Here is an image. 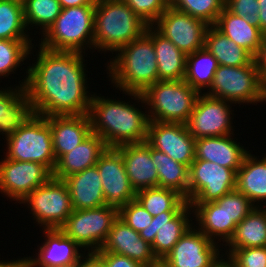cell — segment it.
I'll return each mask as SVG.
<instances>
[{"label":"cell","mask_w":266,"mask_h":267,"mask_svg":"<svg viewBox=\"0 0 266 267\" xmlns=\"http://www.w3.org/2000/svg\"><path fill=\"white\" fill-rule=\"evenodd\" d=\"M214 202L219 207H223L228 218L232 219L236 225L256 207L237 189L232 190Z\"/></svg>","instance_id":"ab89813d"},{"label":"cell","mask_w":266,"mask_h":267,"mask_svg":"<svg viewBox=\"0 0 266 267\" xmlns=\"http://www.w3.org/2000/svg\"><path fill=\"white\" fill-rule=\"evenodd\" d=\"M145 34L153 41L159 80H183L187 55L153 26H148Z\"/></svg>","instance_id":"4316f807"},{"label":"cell","mask_w":266,"mask_h":267,"mask_svg":"<svg viewBox=\"0 0 266 267\" xmlns=\"http://www.w3.org/2000/svg\"><path fill=\"white\" fill-rule=\"evenodd\" d=\"M151 158L158 172V187L176 190L188 202L189 167L152 147Z\"/></svg>","instance_id":"d6a6232c"},{"label":"cell","mask_w":266,"mask_h":267,"mask_svg":"<svg viewBox=\"0 0 266 267\" xmlns=\"http://www.w3.org/2000/svg\"><path fill=\"white\" fill-rule=\"evenodd\" d=\"M22 3L27 30L31 25H37L41 27L39 29L42 30V35L54 23L62 9L58 0H22Z\"/></svg>","instance_id":"8d00e7d4"},{"label":"cell","mask_w":266,"mask_h":267,"mask_svg":"<svg viewBox=\"0 0 266 267\" xmlns=\"http://www.w3.org/2000/svg\"><path fill=\"white\" fill-rule=\"evenodd\" d=\"M217 59L205 48L188 54L186 58V72L184 81L199 94L213 83L214 74L218 69Z\"/></svg>","instance_id":"836d02e7"},{"label":"cell","mask_w":266,"mask_h":267,"mask_svg":"<svg viewBox=\"0 0 266 267\" xmlns=\"http://www.w3.org/2000/svg\"><path fill=\"white\" fill-rule=\"evenodd\" d=\"M204 47L217 59L219 65L239 67L248 65L255 59L213 25L206 31Z\"/></svg>","instance_id":"1f68e13d"},{"label":"cell","mask_w":266,"mask_h":267,"mask_svg":"<svg viewBox=\"0 0 266 267\" xmlns=\"http://www.w3.org/2000/svg\"><path fill=\"white\" fill-rule=\"evenodd\" d=\"M116 53L107 66L108 76L116 89L142 94L159 81L153 41L146 34L121 47Z\"/></svg>","instance_id":"3957f363"},{"label":"cell","mask_w":266,"mask_h":267,"mask_svg":"<svg viewBox=\"0 0 266 267\" xmlns=\"http://www.w3.org/2000/svg\"><path fill=\"white\" fill-rule=\"evenodd\" d=\"M259 1V28L263 33H266V0Z\"/></svg>","instance_id":"681fc988"},{"label":"cell","mask_w":266,"mask_h":267,"mask_svg":"<svg viewBox=\"0 0 266 267\" xmlns=\"http://www.w3.org/2000/svg\"><path fill=\"white\" fill-rule=\"evenodd\" d=\"M255 61L260 71V75L266 84V33L263 34L259 52L255 56Z\"/></svg>","instance_id":"bcb514c9"},{"label":"cell","mask_w":266,"mask_h":267,"mask_svg":"<svg viewBox=\"0 0 266 267\" xmlns=\"http://www.w3.org/2000/svg\"><path fill=\"white\" fill-rule=\"evenodd\" d=\"M94 11L95 5L61 9L54 23L41 35L43 38L39 46L52 51L85 55L88 47L94 48Z\"/></svg>","instance_id":"8992f818"},{"label":"cell","mask_w":266,"mask_h":267,"mask_svg":"<svg viewBox=\"0 0 266 267\" xmlns=\"http://www.w3.org/2000/svg\"><path fill=\"white\" fill-rule=\"evenodd\" d=\"M216 267H233L225 258H223Z\"/></svg>","instance_id":"816d5d0a"},{"label":"cell","mask_w":266,"mask_h":267,"mask_svg":"<svg viewBox=\"0 0 266 267\" xmlns=\"http://www.w3.org/2000/svg\"><path fill=\"white\" fill-rule=\"evenodd\" d=\"M203 93L233 104L266 102V84L255 59L239 67L219 65L209 91Z\"/></svg>","instance_id":"ba28073f"},{"label":"cell","mask_w":266,"mask_h":267,"mask_svg":"<svg viewBox=\"0 0 266 267\" xmlns=\"http://www.w3.org/2000/svg\"><path fill=\"white\" fill-rule=\"evenodd\" d=\"M148 26L123 0H96L94 48L114 54L143 36Z\"/></svg>","instance_id":"277c9868"},{"label":"cell","mask_w":266,"mask_h":267,"mask_svg":"<svg viewBox=\"0 0 266 267\" xmlns=\"http://www.w3.org/2000/svg\"><path fill=\"white\" fill-rule=\"evenodd\" d=\"M75 267H105L103 261L94 253L87 252V255L79 260Z\"/></svg>","instance_id":"7dc6e473"},{"label":"cell","mask_w":266,"mask_h":267,"mask_svg":"<svg viewBox=\"0 0 266 267\" xmlns=\"http://www.w3.org/2000/svg\"><path fill=\"white\" fill-rule=\"evenodd\" d=\"M225 254L228 258L225 259L233 267H266V247H250L236 250L226 249Z\"/></svg>","instance_id":"60d3db41"},{"label":"cell","mask_w":266,"mask_h":267,"mask_svg":"<svg viewBox=\"0 0 266 267\" xmlns=\"http://www.w3.org/2000/svg\"><path fill=\"white\" fill-rule=\"evenodd\" d=\"M264 203L265 207H255L237 224L224 247L228 246V250L266 247V202Z\"/></svg>","instance_id":"4dcf8cb0"},{"label":"cell","mask_w":266,"mask_h":267,"mask_svg":"<svg viewBox=\"0 0 266 267\" xmlns=\"http://www.w3.org/2000/svg\"><path fill=\"white\" fill-rule=\"evenodd\" d=\"M20 204L28 205L33 219L44 229H60L73 212L66 183L54 177L28 194Z\"/></svg>","instance_id":"30bf717a"},{"label":"cell","mask_w":266,"mask_h":267,"mask_svg":"<svg viewBox=\"0 0 266 267\" xmlns=\"http://www.w3.org/2000/svg\"><path fill=\"white\" fill-rule=\"evenodd\" d=\"M0 267H21V258L14 261H0Z\"/></svg>","instance_id":"f907efd6"},{"label":"cell","mask_w":266,"mask_h":267,"mask_svg":"<svg viewBox=\"0 0 266 267\" xmlns=\"http://www.w3.org/2000/svg\"><path fill=\"white\" fill-rule=\"evenodd\" d=\"M25 29L22 0H0V39L32 40Z\"/></svg>","instance_id":"d590c367"},{"label":"cell","mask_w":266,"mask_h":267,"mask_svg":"<svg viewBox=\"0 0 266 267\" xmlns=\"http://www.w3.org/2000/svg\"><path fill=\"white\" fill-rule=\"evenodd\" d=\"M231 104L233 103L205 93L199 94L186 123L191 136L198 139L233 134Z\"/></svg>","instance_id":"4fadbf2b"},{"label":"cell","mask_w":266,"mask_h":267,"mask_svg":"<svg viewBox=\"0 0 266 267\" xmlns=\"http://www.w3.org/2000/svg\"><path fill=\"white\" fill-rule=\"evenodd\" d=\"M98 251L127 256L144 267L160 265V261L153 254L151 245L119 217L109 231L105 243Z\"/></svg>","instance_id":"ffe728a7"},{"label":"cell","mask_w":266,"mask_h":267,"mask_svg":"<svg viewBox=\"0 0 266 267\" xmlns=\"http://www.w3.org/2000/svg\"><path fill=\"white\" fill-rule=\"evenodd\" d=\"M52 177L53 173L37 162L15 161L6 157L0 161V192L18 203Z\"/></svg>","instance_id":"9a60e30c"},{"label":"cell","mask_w":266,"mask_h":267,"mask_svg":"<svg viewBox=\"0 0 266 267\" xmlns=\"http://www.w3.org/2000/svg\"><path fill=\"white\" fill-rule=\"evenodd\" d=\"M135 106L93 94L87 114L91 132L100 136L108 148L145 142L148 114Z\"/></svg>","instance_id":"7a4b0ae2"},{"label":"cell","mask_w":266,"mask_h":267,"mask_svg":"<svg viewBox=\"0 0 266 267\" xmlns=\"http://www.w3.org/2000/svg\"><path fill=\"white\" fill-rule=\"evenodd\" d=\"M225 8L239 17L247 18L251 24L259 27L258 0H225Z\"/></svg>","instance_id":"ee69618b"},{"label":"cell","mask_w":266,"mask_h":267,"mask_svg":"<svg viewBox=\"0 0 266 267\" xmlns=\"http://www.w3.org/2000/svg\"><path fill=\"white\" fill-rule=\"evenodd\" d=\"M61 8L77 7L82 5H96V0H58Z\"/></svg>","instance_id":"c3c4849f"},{"label":"cell","mask_w":266,"mask_h":267,"mask_svg":"<svg viewBox=\"0 0 266 267\" xmlns=\"http://www.w3.org/2000/svg\"><path fill=\"white\" fill-rule=\"evenodd\" d=\"M135 199L153 217L166 211H181L188 204L176 190L158 186L136 192Z\"/></svg>","instance_id":"e575fe53"},{"label":"cell","mask_w":266,"mask_h":267,"mask_svg":"<svg viewBox=\"0 0 266 267\" xmlns=\"http://www.w3.org/2000/svg\"><path fill=\"white\" fill-rule=\"evenodd\" d=\"M213 26L254 58L259 52L264 33L247 18L239 17L224 8Z\"/></svg>","instance_id":"83f0119b"},{"label":"cell","mask_w":266,"mask_h":267,"mask_svg":"<svg viewBox=\"0 0 266 267\" xmlns=\"http://www.w3.org/2000/svg\"><path fill=\"white\" fill-rule=\"evenodd\" d=\"M192 210L188 203L181 211H166L152 218L148 227L139 232L141 238L148 242L153 254L159 261L173 249L182 235L193 226L189 217ZM190 218V220H189Z\"/></svg>","instance_id":"2e32d148"},{"label":"cell","mask_w":266,"mask_h":267,"mask_svg":"<svg viewBox=\"0 0 266 267\" xmlns=\"http://www.w3.org/2000/svg\"><path fill=\"white\" fill-rule=\"evenodd\" d=\"M232 135L196 139L195 160L210 161L237 173L249 151L231 138Z\"/></svg>","instance_id":"603a6c76"},{"label":"cell","mask_w":266,"mask_h":267,"mask_svg":"<svg viewBox=\"0 0 266 267\" xmlns=\"http://www.w3.org/2000/svg\"><path fill=\"white\" fill-rule=\"evenodd\" d=\"M218 245L191 226L160 264L163 267H216L225 255L220 254Z\"/></svg>","instance_id":"7c38bea8"},{"label":"cell","mask_w":266,"mask_h":267,"mask_svg":"<svg viewBox=\"0 0 266 267\" xmlns=\"http://www.w3.org/2000/svg\"><path fill=\"white\" fill-rule=\"evenodd\" d=\"M33 113L24 87L0 90V134L5 138L15 133Z\"/></svg>","instance_id":"484cf974"},{"label":"cell","mask_w":266,"mask_h":267,"mask_svg":"<svg viewBox=\"0 0 266 267\" xmlns=\"http://www.w3.org/2000/svg\"><path fill=\"white\" fill-rule=\"evenodd\" d=\"M94 253L103 261L105 267H144L124 255L105 251H96Z\"/></svg>","instance_id":"f6af8a7d"},{"label":"cell","mask_w":266,"mask_h":267,"mask_svg":"<svg viewBox=\"0 0 266 267\" xmlns=\"http://www.w3.org/2000/svg\"><path fill=\"white\" fill-rule=\"evenodd\" d=\"M38 48L37 60L19 82L33 112L46 117L88 114L93 94L86 90L89 84L83 53Z\"/></svg>","instance_id":"6da1fadb"},{"label":"cell","mask_w":266,"mask_h":267,"mask_svg":"<svg viewBox=\"0 0 266 267\" xmlns=\"http://www.w3.org/2000/svg\"><path fill=\"white\" fill-rule=\"evenodd\" d=\"M236 189L256 207H259L257 203L266 201V155L262 159L251 153L245 156L237 170Z\"/></svg>","instance_id":"f546056e"},{"label":"cell","mask_w":266,"mask_h":267,"mask_svg":"<svg viewBox=\"0 0 266 267\" xmlns=\"http://www.w3.org/2000/svg\"><path fill=\"white\" fill-rule=\"evenodd\" d=\"M45 242L38 248V256L21 258V267H75L83 258L82 249L60 229H43Z\"/></svg>","instance_id":"d6986e66"},{"label":"cell","mask_w":266,"mask_h":267,"mask_svg":"<svg viewBox=\"0 0 266 267\" xmlns=\"http://www.w3.org/2000/svg\"><path fill=\"white\" fill-rule=\"evenodd\" d=\"M237 173L206 160H194L189 167L188 203L214 202L236 189Z\"/></svg>","instance_id":"8fae6325"},{"label":"cell","mask_w":266,"mask_h":267,"mask_svg":"<svg viewBox=\"0 0 266 267\" xmlns=\"http://www.w3.org/2000/svg\"><path fill=\"white\" fill-rule=\"evenodd\" d=\"M190 205L195 215L193 217L198 222L199 231L215 243L223 241L226 244L230 240L237 225L228 218L223 207H219L215 202ZM216 239H218L217 242Z\"/></svg>","instance_id":"f1b7e54d"},{"label":"cell","mask_w":266,"mask_h":267,"mask_svg":"<svg viewBox=\"0 0 266 267\" xmlns=\"http://www.w3.org/2000/svg\"><path fill=\"white\" fill-rule=\"evenodd\" d=\"M32 40L0 39V77H8L33 51ZM13 72V73H12Z\"/></svg>","instance_id":"74e56055"},{"label":"cell","mask_w":266,"mask_h":267,"mask_svg":"<svg viewBox=\"0 0 266 267\" xmlns=\"http://www.w3.org/2000/svg\"><path fill=\"white\" fill-rule=\"evenodd\" d=\"M123 93L148 105L149 121L183 124L187 123L199 95L184 80H159L142 94Z\"/></svg>","instance_id":"5b68a950"},{"label":"cell","mask_w":266,"mask_h":267,"mask_svg":"<svg viewBox=\"0 0 266 267\" xmlns=\"http://www.w3.org/2000/svg\"><path fill=\"white\" fill-rule=\"evenodd\" d=\"M119 217V210L109 206L73 210L60 230L83 250L96 252L105 243ZM91 250V251H90Z\"/></svg>","instance_id":"9c48e42d"},{"label":"cell","mask_w":266,"mask_h":267,"mask_svg":"<svg viewBox=\"0 0 266 267\" xmlns=\"http://www.w3.org/2000/svg\"><path fill=\"white\" fill-rule=\"evenodd\" d=\"M121 153L131 186L136 192L158 186V172L151 158V146L142 143L116 147Z\"/></svg>","instance_id":"44dd1931"},{"label":"cell","mask_w":266,"mask_h":267,"mask_svg":"<svg viewBox=\"0 0 266 267\" xmlns=\"http://www.w3.org/2000/svg\"><path fill=\"white\" fill-rule=\"evenodd\" d=\"M107 148L106 143L100 136L91 133L80 145L71 152L64 154L56 162L53 177L64 180L70 175L95 166Z\"/></svg>","instance_id":"cb8c5ba5"},{"label":"cell","mask_w":266,"mask_h":267,"mask_svg":"<svg viewBox=\"0 0 266 267\" xmlns=\"http://www.w3.org/2000/svg\"><path fill=\"white\" fill-rule=\"evenodd\" d=\"M119 218L139 233L150 225L153 216L135 199L119 210Z\"/></svg>","instance_id":"7bdbcfd3"},{"label":"cell","mask_w":266,"mask_h":267,"mask_svg":"<svg viewBox=\"0 0 266 267\" xmlns=\"http://www.w3.org/2000/svg\"><path fill=\"white\" fill-rule=\"evenodd\" d=\"M168 7L185 12L212 26L225 8V0H171Z\"/></svg>","instance_id":"f35d334b"},{"label":"cell","mask_w":266,"mask_h":267,"mask_svg":"<svg viewBox=\"0 0 266 267\" xmlns=\"http://www.w3.org/2000/svg\"><path fill=\"white\" fill-rule=\"evenodd\" d=\"M146 142L188 167L195 160L196 139L191 136L186 124L149 121Z\"/></svg>","instance_id":"e0dca14e"},{"label":"cell","mask_w":266,"mask_h":267,"mask_svg":"<svg viewBox=\"0 0 266 267\" xmlns=\"http://www.w3.org/2000/svg\"><path fill=\"white\" fill-rule=\"evenodd\" d=\"M63 181L69 189L73 210L98 208L106 205L102 181L96 165L70 175Z\"/></svg>","instance_id":"d4e9b609"},{"label":"cell","mask_w":266,"mask_h":267,"mask_svg":"<svg viewBox=\"0 0 266 267\" xmlns=\"http://www.w3.org/2000/svg\"><path fill=\"white\" fill-rule=\"evenodd\" d=\"M145 23L152 26L168 8L166 0H123Z\"/></svg>","instance_id":"b9f144b4"},{"label":"cell","mask_w":266,"mask_h":267,"mask_svg":"<svg viewBox=\"0 0 266 267\" xmlns=\"http://www.w3.org/2000/svg\"><path fill=\"white\" fill-rule=\"evenodd\" d=\"M96 166L106 206L120 210L125 204L135 200L136 191L131 186L121 153L116 148H107Z\"/></svg>","instance_id":"ac0fdd59"},{"label":"cell","mask_w":266,"mask_h":267,"mask_svg":"<svg viewBox=\"0 0 266 267\" xmlns=\"http://www.w3.org/2000/svg\"><path fill=\"white\" fill-rule=\"evenodd\" d=\"M5 139L7 141L6 158L37 162L45 165L53 173L56 158L48 117L33 113L15 133Z\"/></svg>","instance_id":"52a82bcc"},{"label":"cell","mask_w":266,"mask_h":267,"mask_svg":"<svg viewBox=\"0 0 266 267\" xmlns=\"http://www.w3.org/2000/svg\"><path fill=\"white\" fill-rule=\"evenodd\" d=\"M56 162L80 145L92 132L87 114L48 117Z\"/></svg>","instance_id":"7402d4cb"},{"label":"cell","mask_w":266,"mask_h":267,"mask_svg":"<svg viewBox=\"0 0 266 267\" xmlns=\"http://www.w3.org/2000/svg\"><path fill=\"white\" fill-rule=\"evenodd\" d=\"M152 26L186 55L204 47L209 27L203 20L171 7Z\"/></svg>","instance_id":"5bb4252c"}]
</instances>
